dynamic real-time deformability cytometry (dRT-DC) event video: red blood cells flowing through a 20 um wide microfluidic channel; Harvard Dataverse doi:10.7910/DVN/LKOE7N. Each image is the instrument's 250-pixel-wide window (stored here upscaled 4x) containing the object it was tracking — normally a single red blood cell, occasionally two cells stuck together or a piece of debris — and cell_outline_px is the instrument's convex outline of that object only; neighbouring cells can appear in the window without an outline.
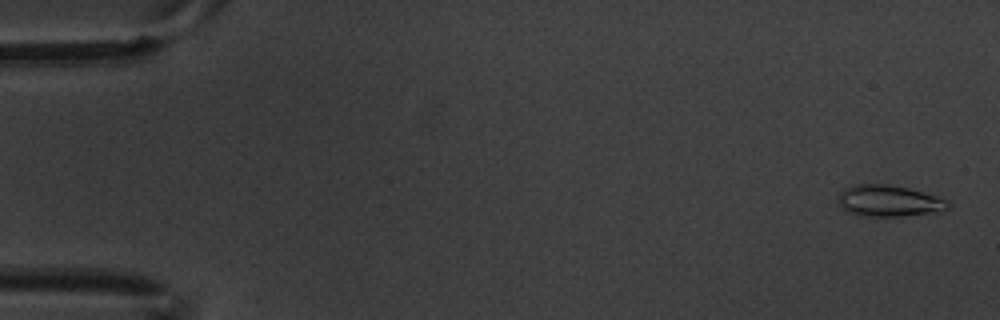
{"species": "common noctule bat (a hibernating species)", "species_latin": "Nyctalus noctula", "temperature_condition": "warm", "stored_images_in_passage": 6, "camera_frame_rate_fps": 3000, "um_per_image_px": 0.085, "animal": {"sex": "male", "body_mass_g": 20.1, "forearm_length_mm": 53.5}, "frame": {"image": 1, "passage_image": 1, "time_ms": 0.0, "image_size_px": [1000, 320], "cell_outline_px": [[952, 204], [948, 208], [940, 212], [900, 216], [860, 216], [844, 208], [840, 204], [840, 192], [844, 188], [856, 184], [888, 184], [908, 188], [936, 196], [948, 200]], "centroid_in_image_um": [75.62, 17.07], "position_along_channel_um": 9.4, "area_um2": 19.94}}